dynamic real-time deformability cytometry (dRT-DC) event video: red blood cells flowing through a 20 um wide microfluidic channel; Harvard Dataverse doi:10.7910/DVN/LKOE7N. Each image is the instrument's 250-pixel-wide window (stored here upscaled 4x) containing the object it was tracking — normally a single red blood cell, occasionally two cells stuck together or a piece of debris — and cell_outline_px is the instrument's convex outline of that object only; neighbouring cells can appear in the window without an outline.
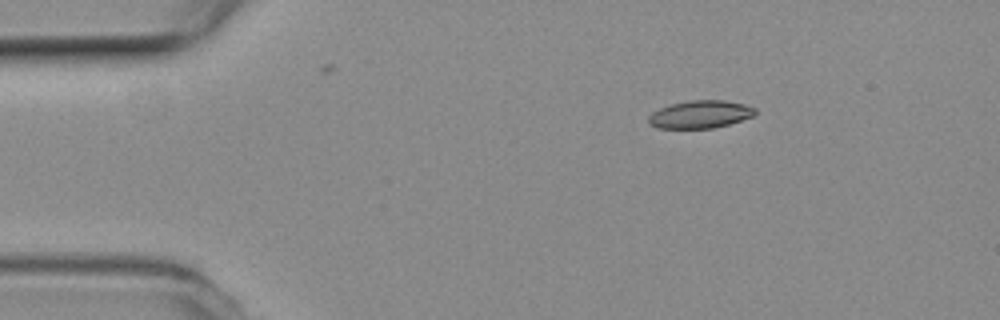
{"species": "common noctule bat (a hibernating species)", "species_latin": "Nyctalus noctula", "temperature_condition": "room temperature", "stored_images_in_passage": 3, "camera_frame_rate_fps": 3000, "um_per_image_px": 0.085, "animal": {"sex": "female", "body_mass_g": 19.3, "forearm_length_mm": 54.1}, "frame": {"image": 1, "passage_image": 1, "time_ms": 0.0, "image_size_px": [1000, 320], "cell_outline_px": [[756, 112], [752, 116], [728, 124], [712, 128], [656, 128], [648, 120], [648, 116], [652, 112], [660, 108], [672, 104], [688, 100], [724, 100], [744, 104], [756, 108]], "centroid_in_image_um": [59.51, 9.71], "position_along_channel_um": 25.5, "area_um2": 17.05}}